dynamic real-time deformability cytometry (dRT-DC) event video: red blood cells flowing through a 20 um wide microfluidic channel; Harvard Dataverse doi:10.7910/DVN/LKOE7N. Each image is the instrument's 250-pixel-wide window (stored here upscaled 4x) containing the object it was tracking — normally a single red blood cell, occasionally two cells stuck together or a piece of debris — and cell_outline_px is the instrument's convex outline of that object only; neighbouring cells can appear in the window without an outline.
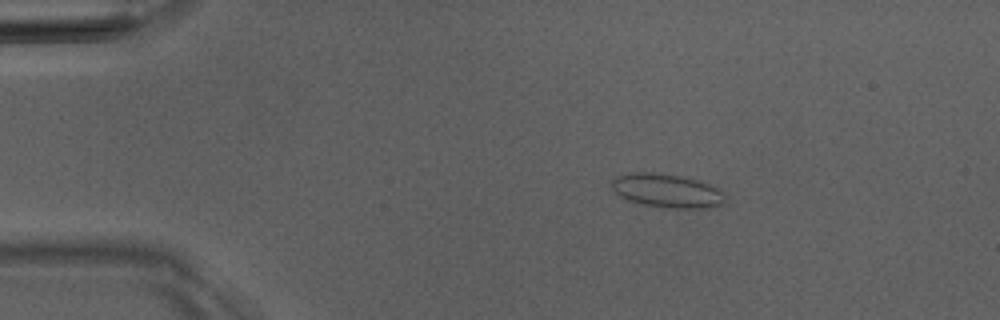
{"species": "Egyptian fruit bat (a non-hibernating species)", "species_latin": "Rousettus aegyptiacus", "temperature_condition": "room temperature", "stored_images_in_passage": 3, "camera_frame_rate_fps": 3000, "um_per_image_px": 0.085, "animal": {"sex": "male"}, "frame": {"image": 1, "passage_image": 1, "time_ms": 0.0, "image_size_px": [1000, 320], "cell_outline_px": [[724, 200], [720, 204], [712, 208], [664, 208], [640, 204], [628, 200], [620, 196], [612, 188], [612, 180], [616, 176], [628, 172], [652, 172], [680, 176], [700, 180], [724, 192]], "centroid_in_image_um": [56.66, 16.21], "position_along_channel_um": 28.3, "area_um2": 22.43}}